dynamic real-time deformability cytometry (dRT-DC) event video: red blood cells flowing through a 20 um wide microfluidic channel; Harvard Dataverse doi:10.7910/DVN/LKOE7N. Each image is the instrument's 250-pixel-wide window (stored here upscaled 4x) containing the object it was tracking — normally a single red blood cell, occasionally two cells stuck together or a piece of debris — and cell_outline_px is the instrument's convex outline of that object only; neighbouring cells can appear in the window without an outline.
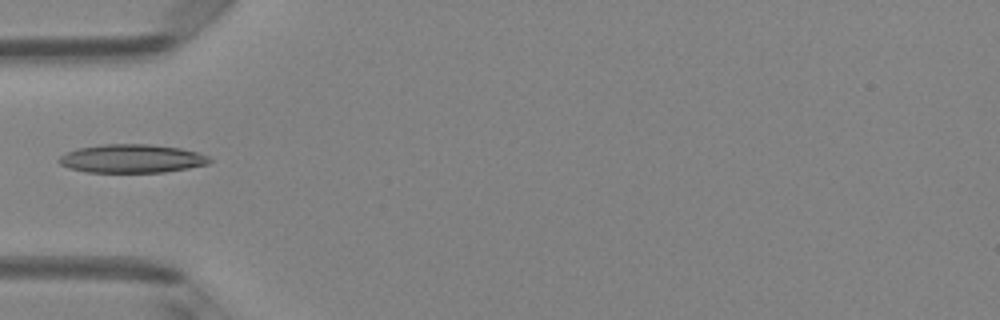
{"species": "Egyptian fruit bat (a non-hibernating species)", "species_latin": "Rousettus aegyptiacus", "temperature_condition": "room temperature", "stored_images_in_passage": 1, "camera_frame_rate_fps": 3000, "um_per_image_px": 0.085, "animal": {"sex": "female"}, "frame": {"image": 1, "passage_image": 1, "time_ms": 0.0, "image_size_px": [1000, 320], "cell_outline_px": [[212, 160], [208, 164], [188, 168], [164, 172], [88, 172], [68, 168], [60, 164], [56, 160], [60, 156], [68, 152], [80, 148], [104, 144], [148, 144], [180, 148], [196, 152], [208, 156]], "centroid_in_image_um": [11.2, 13.48], "position_along_channel_um": 73.8, "area_um2": 24.85}}